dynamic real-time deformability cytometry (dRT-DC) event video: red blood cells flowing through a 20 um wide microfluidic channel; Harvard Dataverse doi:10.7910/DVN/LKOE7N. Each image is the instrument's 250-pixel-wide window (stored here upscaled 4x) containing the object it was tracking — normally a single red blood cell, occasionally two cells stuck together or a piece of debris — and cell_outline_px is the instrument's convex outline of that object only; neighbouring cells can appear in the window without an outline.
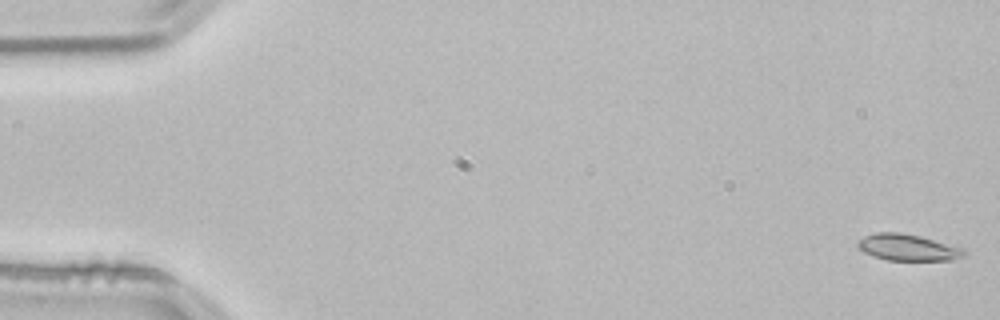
{"species": "common noctule bat (a hibernating species)", "species_latin": "Nyctalus noctula", "temperature_condition": "room temperature", "stored_images_in_passage": 54, "camera_frame_rate_fps": 3000, "um_per_image_px": 0.085, "animal": {"sex": "male", "body_mass_g": 21.5, "forearm_length_mm": 52.0}, "frame": {"image": 1, "passage_image": 1, "time_ms": 0.0, "image_size_px": [1000, 320], "cell_outline_px": [[964, 256], [952, 260], [884, 260], [872, 256], [856, 248], [856, 244], [864, 236], [876, 232], [900, 232], [920, 236], [964, 248]], "centroid_in_image_um": [77.12, 21.03], "position_along_channel_um": 7.9, "area_um2": 16.47}}
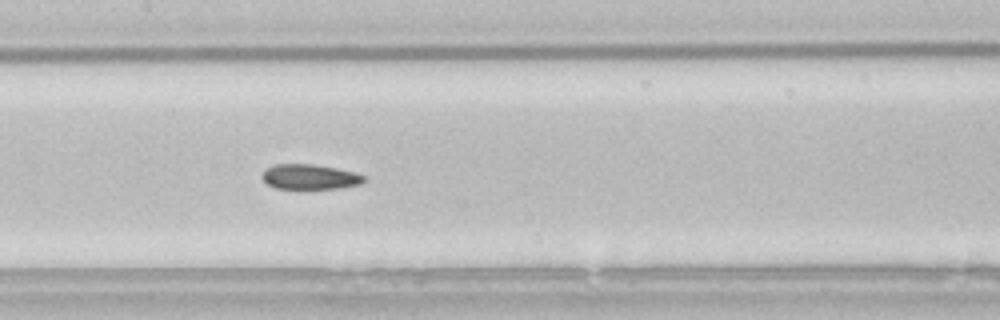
{"frame": {"image": 2, "passage_image": 26, "time_ms": 8.333, "image_size_px": [1000, 320], "cell_outline_px": [[368, 180], [360, 184], [340, 188], [304, 192], [276, 188], [268, 184], [260, 176], [264, 168], [272, 164], [312, 164], [336, 168], [356, 172], [364, 176]], "centroid_in_image_um": [26.31, 15.08], "position_along_channel_um": 181.1, "area_um2": 15.9}}
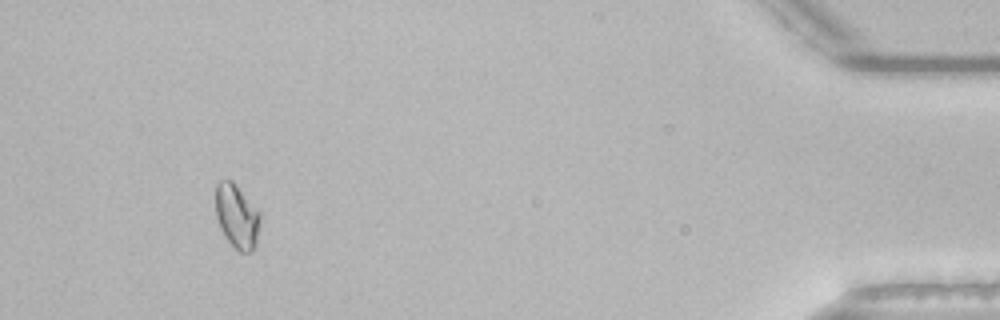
{"frame": {"image": 3, "passage_image": 50, "time_ms": 16.333, "image_size_px": [1000, 320], "cell_outline_px": [[260, 216], [256, 244], [252, 252], [240, 252], [224, 236], [220, 228], [216, 216], [216, 184], [220, 180], [232, 180], [260, 212]], "centroid_in_image_um": [20.13, 18.38], "position_along_channel_um": 415.1, "area_um2": 16.47}, "authors_computed_cell_mechanics": {"area_um2": 15.9528, "velocity_mm_per_s": 3.8089, "shape_relaxation_time_tau1_ms": 8.1269, "shape_relaxation_time_tau2_ms": 6.8819, "deformation_change_tau1": 0.1247, "deformation_change_tau2": 0.0831}}